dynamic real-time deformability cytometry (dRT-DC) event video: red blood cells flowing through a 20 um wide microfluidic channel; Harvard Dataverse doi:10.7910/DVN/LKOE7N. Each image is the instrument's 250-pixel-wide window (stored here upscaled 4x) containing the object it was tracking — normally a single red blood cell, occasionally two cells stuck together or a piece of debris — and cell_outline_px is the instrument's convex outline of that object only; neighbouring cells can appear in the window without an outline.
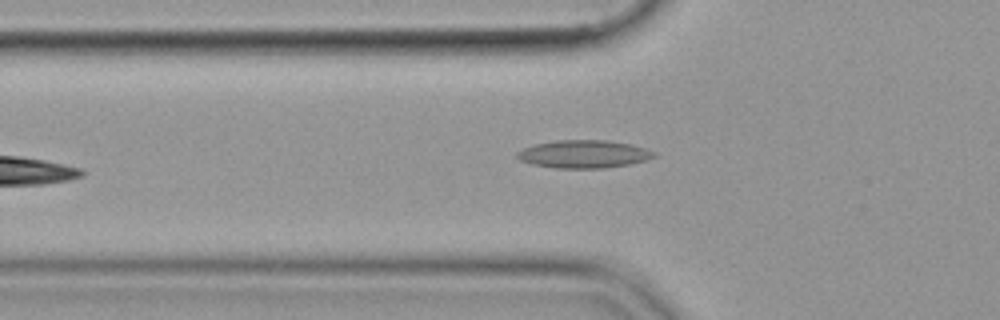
{"species": "common noctule bat (a hibernating species)", "species_latin": "Nyctalus noctula", "temperature_condition": "cold", "stored_images_in_passage": 33, "camera_frame_rate_fps": 3000, "um_per_image_px": 0.085, "animal": {"sex": "female", "body_mass_g": 19.9}, "frame": {"image": 1, "passage_image": 5, "time_ms": 1.333, "image_size_px": [1000, 320], "cell_outline_px": [[656, 156], [648, 160], [628, 164], [604, 168], [556, 168], [532, 164], [520, 160], [516, 156], [516, 152], [524, 148], [536, 144], [556, 140], [608, 140], [632, 144], [656, 152]], "centroid_in_image_um": [49.64, 13.09], "position_along_channel_um": 76.2, "area_um2": 22.25}}
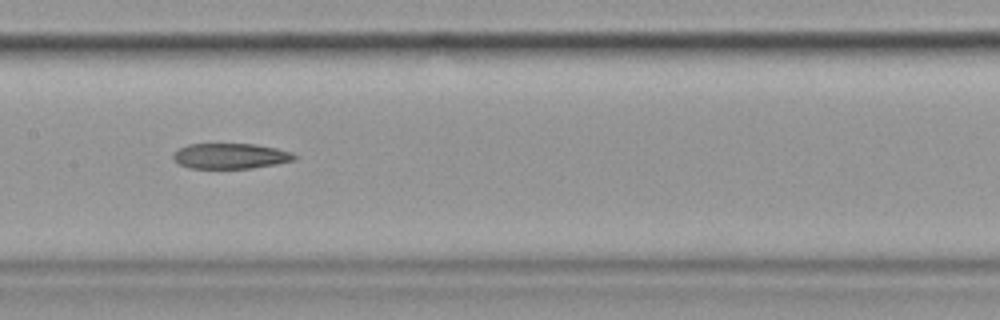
{"frame": {"image": 2, "passage_image": 14, "time_ms": 4.333, "image_size_px": [1000, 320], "cell_outline_px": [[300, 156], [296, 160], [276, 164], [252, 168], [188, 168], [180, 164], [172, 156], [180, 148], [188, 144], [256, 144], [276, 148], [292, 152]], "centroid_in_image_um": [19.67, 13.26], "position_along_channel_um": 187.7, "area_um2": 17.98}}
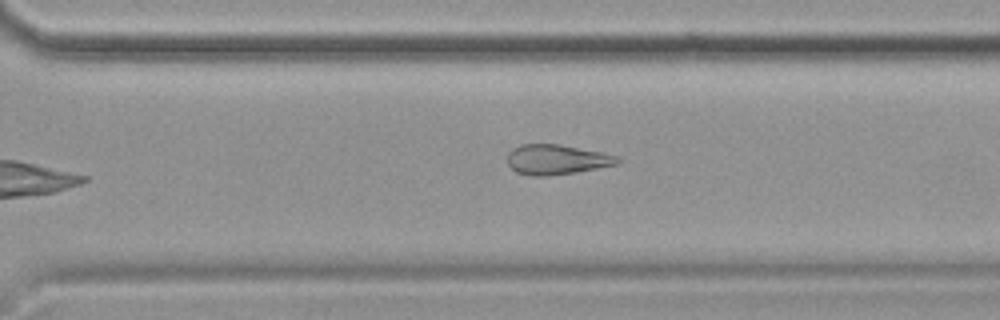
{"frame": {"image": 3, "passage_image": 25, "time_ms": 8.0, "image_size_px": [1000, 320], "cell_outline_px": [[620, 164], [548, 176], [532, 176], [516, 172], [508, 164], [508, 152], [512, 148], [520, 144], [560, 144], [600, 152], [616, 156], [620, 160]], "centroid_in_image_um": [47.27, 13.55], "position_along_channel_um": 323.3, "area_um2": 19.07}}